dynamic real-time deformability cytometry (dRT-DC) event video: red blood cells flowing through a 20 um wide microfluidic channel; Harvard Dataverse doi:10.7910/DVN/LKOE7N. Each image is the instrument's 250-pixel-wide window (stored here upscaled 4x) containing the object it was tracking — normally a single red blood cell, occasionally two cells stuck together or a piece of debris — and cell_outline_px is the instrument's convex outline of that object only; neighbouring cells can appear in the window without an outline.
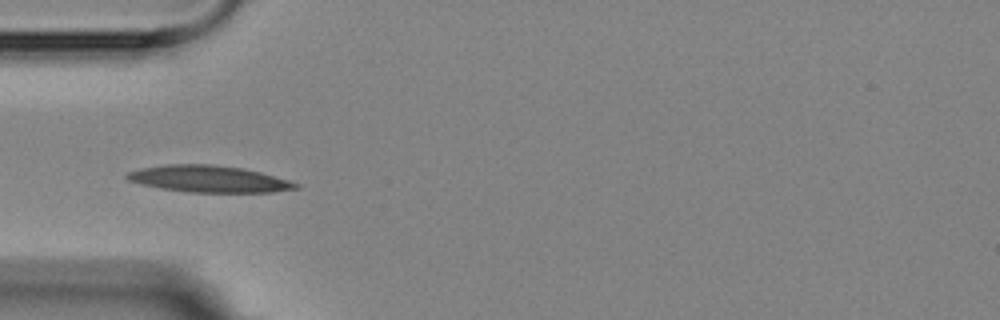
{"species": "Egyptian fruit bat (a non-hibernating species)", "species_latin": "Rousettus aegyptiacus", "temperature_condition": "room temperature", "stored_images_in_passage": 15, "camera_frame_rate_fps": 3000, "um_per_image_px": 0.085, "animal": {"sex": "female"}, "frame": {"image": 1, "passage_image": 4, "time_ms": 3.667, "image_size_px": [1000, 320], "cell_outline_px": [[300, 188], [272, 192], [188, 192], [160, 188], [140, 184], [128, 180], [124, 176], [128, 172], [140, 168], [164, 164], [212, 164], [244, 168], [260, 172], [288, 180], [300, 184]], "centroid_in_image_um": [17.73, 15.2], "position_along_channel_um": 67.3, "area_um2": 26.36}}
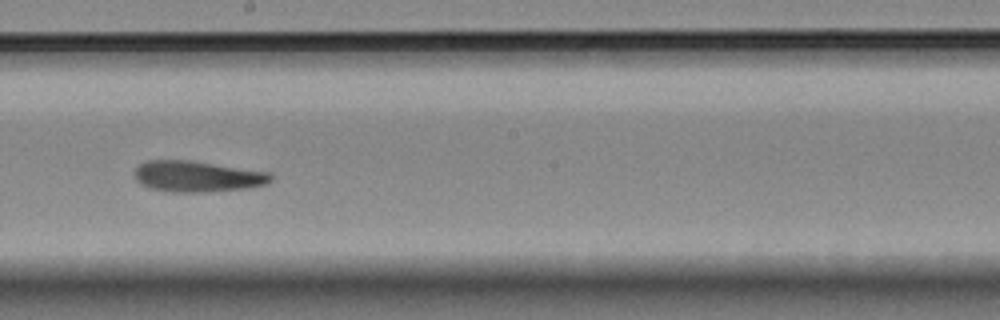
{"frame": {"image": 2, "passage_image": 8, "time_ms": 8.333, "image_size_px": [1000, 320], "cell_outline_px": [[272, 180], [264, 184], [248, 188], [204, 192], [172, 192], [148, 188], [136, 180], [136, 168], [140, 164], [148, 160], [188, 160], [268, 172], [272, 176]], "centroid_in_image_um": [16.75, 15.0], "position_along_channel_um": 231.5, "area_um2": 24.33}}
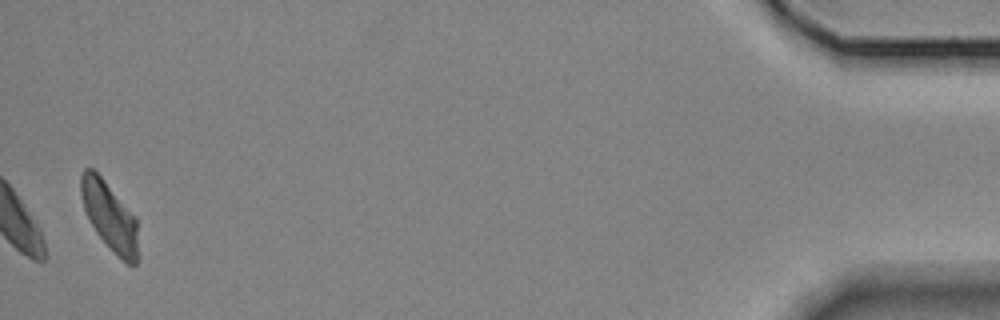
{"frame": {"image": 3, "passage_image": 15, "time_ms": 16.333, "image_size_px": [1000, 320], "cell_outline_px": [[140, 256], [136, 264], [132, 268], [96, 232], [84, 208], [80, 196], [80, 176], [84, 168], [92, 168], [104, 180], [136, 216]], "centroid_in_image_um": [9.36, 18.38], "position_along_channel_um": 425.8, "area_um2": 22.77}, "authors_computed_cell_mechanics": {"area_um2": 24.1604, "velocity_mm_per_s": 3.5122, "shape_relaxation_time_tau1_ms": 6.0825, "shape_relaxation_time_tau2_ms": 5.6758, "deformation_change_tau1": 0.1222, "deformation_change_tau2": 0.1244}}